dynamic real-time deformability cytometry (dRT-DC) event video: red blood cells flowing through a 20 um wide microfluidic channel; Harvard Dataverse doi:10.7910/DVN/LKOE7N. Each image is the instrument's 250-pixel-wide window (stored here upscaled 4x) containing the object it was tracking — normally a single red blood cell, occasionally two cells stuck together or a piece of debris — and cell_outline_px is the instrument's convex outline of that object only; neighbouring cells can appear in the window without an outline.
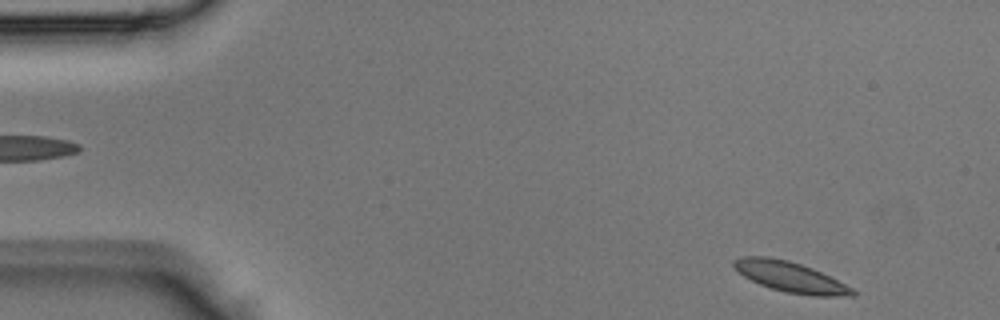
{"species": "Egyptian fruit bat (a non-hibernating species)", "species_latin": "Rousettus aegyptiacus", "temperature_condition": "room temperature", "stored_images_in_passage": 41, "camera_frame_rate_fps": 3000, "um_per_image_px": 0.085, "animal": {"sex": "male"}, "frame": {"image": 1, "passage_image": 1, "time_ms": 0.0, "image_size_px": [1000, 320], "cell_outline_px": [[856, 296], [812, 296], [784, 292], [760, 284], [736, 272], [732, 268], [732, 260], [744, 256], [768, 256], [788, 260], [812, 268], [852, 288], [856, 292]], "centroid_in_image_um": [67.12, 23.53], "position_along_channel_um": 17.9, "area_um2": 20.98}}
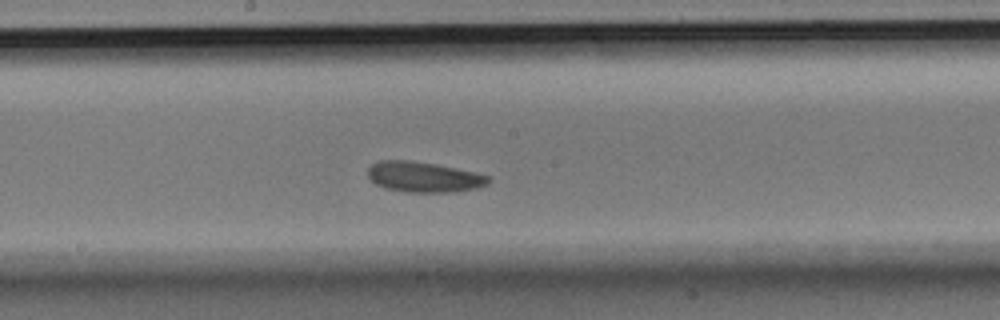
{"frame": {"image": 2, "passage_image": 20, "time_ms": 6.333, "image_size_px": [1000, 320], "cell_outline_px": [[492, 180], [488, 184], [480, 188], [452, 192], [408, 192], [384, 188], [376, 184], [368, 176], [368, 168], [372, 164], [380, 160], [408, 160], [436, 164], [492, 176]], "centroid_in_image_um": [36.06, 15.05], "position_along_channel_um": 212.1, "area_um2": 21.5}}
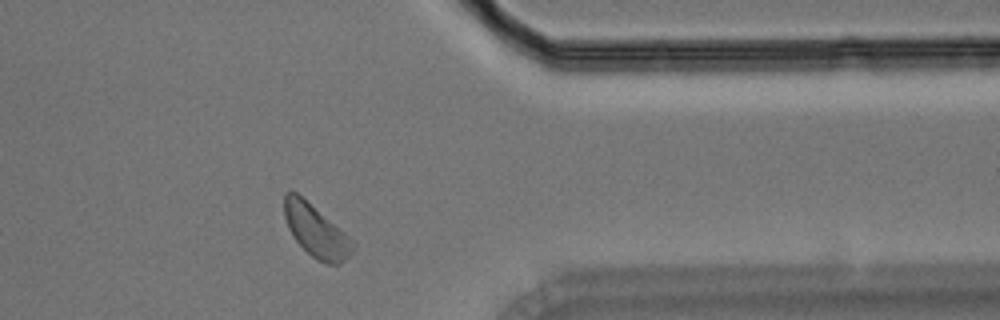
{"frame": {"image": 3, "passage_image": 32, "time_ms": 10.333, "image_size_px": [1000, 320], "cell_outline_px": [[356, 244], [352, 252], [340, 264], [328, 264], [316, 260], [292, 236], [288, 228], [284, 216], [284, 192], [288, 188], [296, 192], [356, 240]], "centroid_in_image_um": [26.88, 19.61], "position_along_channel_um": 384.5, "area_um2": 21.15}}